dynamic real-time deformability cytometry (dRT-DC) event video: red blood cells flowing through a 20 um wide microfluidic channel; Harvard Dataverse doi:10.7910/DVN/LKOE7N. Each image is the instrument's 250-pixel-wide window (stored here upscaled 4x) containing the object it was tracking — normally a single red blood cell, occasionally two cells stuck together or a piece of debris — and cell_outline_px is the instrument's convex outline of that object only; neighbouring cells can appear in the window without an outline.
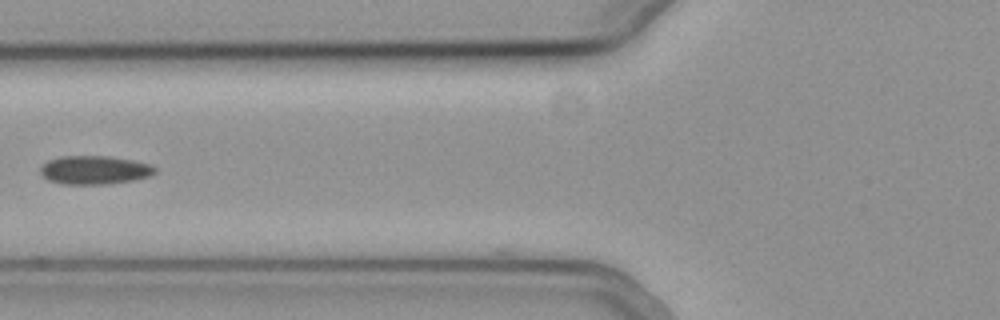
{"species": "common noctule bat (a hibernating species)", "species_latin": "Nyctalus noctula", "temperature_condition": "cold", "stored_images_in_passage": 36, "camera_frame_rate_fps": 3000, "um_per_image_px": 0.085, "animal": {"sex": "female", "body_mass_g": 19.3, "forearm_length_mm": 54.1}, "frame": {"image": 1, "passage_image": 3, "time_ms": 0.667, "image_size_px": [1000, 320], "cell_outline_px": [[156, 172], [152, 176], [132, 180], [108, 184], [60, 184], [48, 180], [40, 172], [40, 168], [48, 160], [60, 156], [108, 156], [132, 160], [152, 164], [156, 168]], "centroid_in_image_um": [8.05, 14.45], "position_along_channel_um": 117.7, "area_um2": 19.19}}
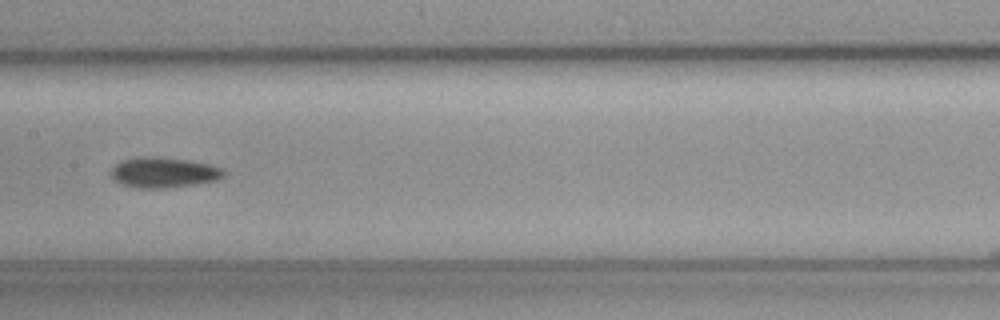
{"frame": {"image": 2, "passage_image": 9, "time_ms": 2.667, "image_size_px": [1000, 320], "cell_outline_px": [[224, 176], [216, 180], [192, 184], [164, 188], [136, 188], [120, 184], [112, 180], [108, 172], [120, 160], [140, 156], [152, 156], [188, 160], [208, 164], [224, 168]], "centroid_in_image_um": [13.83, 14.65], "position_along_channel_um": 193.6, "area_um2": 20.17}}
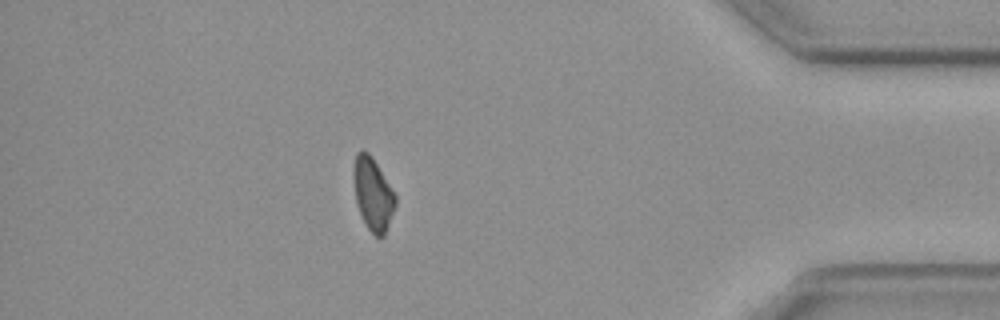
{"frame": {"image": 3, "passage_image": 29, "time_ms": 9.333, "image_size_px": [1000, 320], "cell_outline_px": [[396, 204], [384, 236], [376, 236], [368, 228], [356, 204], [352, 180], [352, 168], [356, 152], [364, 148], [372, 156], [396, 196]], "centroid_in_image_um": [31.66, 16.42], "position_along_channel_um": 403.5, "area_um2": 17.8}}